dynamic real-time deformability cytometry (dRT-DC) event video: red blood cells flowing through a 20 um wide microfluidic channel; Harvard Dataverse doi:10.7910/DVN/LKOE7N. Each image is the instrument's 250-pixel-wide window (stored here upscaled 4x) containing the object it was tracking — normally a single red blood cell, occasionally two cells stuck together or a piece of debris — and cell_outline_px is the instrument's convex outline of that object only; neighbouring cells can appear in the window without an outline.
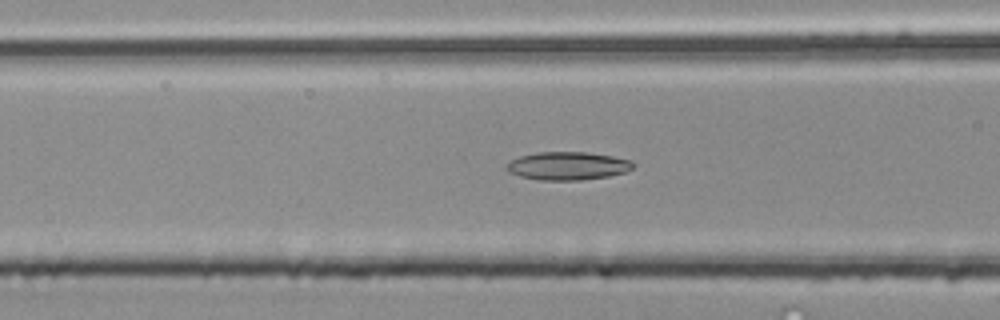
{"species": "common noctule bat (a hibernating species)", "species_latin": "Nyctalus noctula", "temperature_condition": "room temperature", "stored_images_in_passage": 40, "camera_frame_rate_fps": 3000, "um_per_image_px": 0.085, "animal": {"sex": "male", "body_mass_g": 20.4}, "frame": {"image": 1, "passage_image": 9, "time_ms": 2.667, "image_size_px": [1000, 320], "cell_outline_px": [[636, 164], [632, 168], [624, 172], [608, 176], [580, 180], [540, 180], [520, 176], [508, 172], [504, 168], [512, 160], [520, 156], [536, 152], [588, 152], [612, 156], [632, 160]], "centroid_in_image_um": [48.26, 14.09], "position_along_channel_um": 118.3, "area_um2": 20.75}}
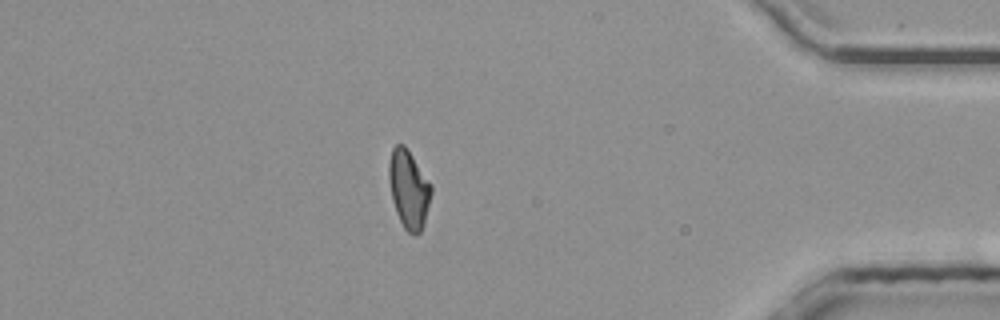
{"frame": {"image": 2, "passage_image": 33, "time_ms": 10.667, "image_size_px": [1000, 320], "cell_outline_px": [[432, 192], [424, 224], [420, 232], [416, 236], [408, 232], [404, 228], [396, 212], [388, 180], [388, 164], [392, 148], [396, 144], [404, 144], [432, 184]], "centroid_in_image_um": [34.75, 16.07], "position_along_channel_um": 400.5, "area_um2": 19.36}}
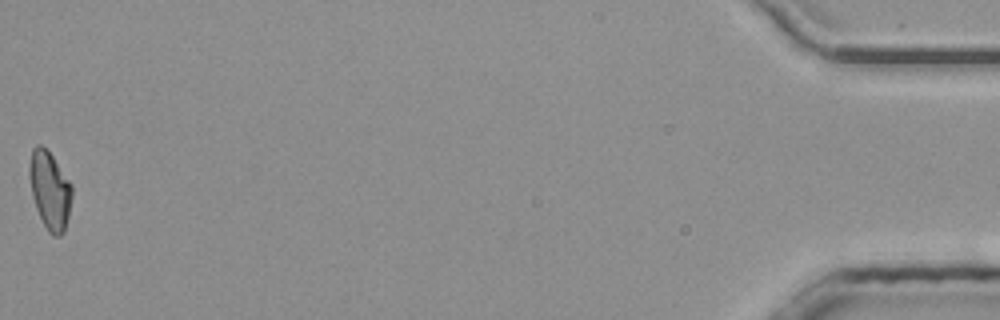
{"frame": {"image": 3, "passage_image": 40, "time_ms": 13.0, "image_size_px": [1000, 320], "cell_outline_px": [[72, 196], [68, 216], [64, 232], [60, 236], [52, 236], [48, 232], [36, 208], [32, 196], [28, 176], [28, 168], [32, 148], [36, 144], [40, 144], [52, 156], [72, 184]], "centroid_in_image_um": [4.22, 16.17], "position_along_channel_um": 431.0, "area_um2": 19.36}}